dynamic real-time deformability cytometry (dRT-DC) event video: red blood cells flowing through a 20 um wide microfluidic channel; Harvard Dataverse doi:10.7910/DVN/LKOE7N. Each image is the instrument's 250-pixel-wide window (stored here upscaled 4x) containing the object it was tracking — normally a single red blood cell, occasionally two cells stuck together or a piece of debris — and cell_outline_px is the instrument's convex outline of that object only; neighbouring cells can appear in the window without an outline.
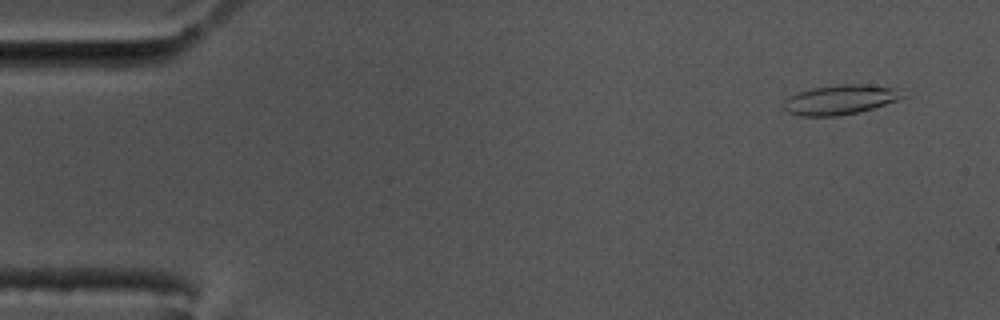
{"species": "common noctule bat (a hibernating species)", "species_latin": "Nyctalus noctula", "temperature_condition": "cold", "stored_images_in_passage": 58, "camera_frame_rate_fps": 3000, "um_per_image_px": 0.085, "animal": {"sex": "male", "body_mass_g": 17.5, "forearm_length_mm": 52.3}, "frame": {"image": 1, "passage_image": 4, "time_ms": 1.0, "image_size_px": [1000, 320], "cell_outline_px": [[912, 92], [908, 96], [900, 100], [860, 112], [836, 116], [800, 116], [788, 112], [784, 108], [784, 100], [788, 96], [812, 88], [840, 84], [868, 84], [900, 88]], "centroid_in_image_um": [71.57, 8.46], "position_along_channel_um": 13.4, "area_um2": 21.15}}
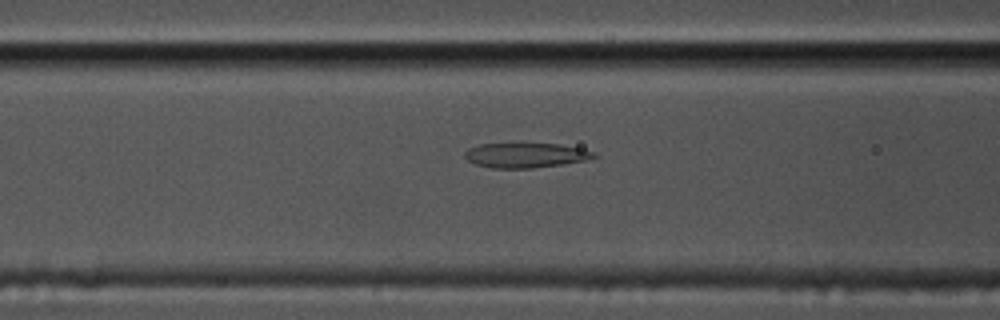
{"frame": {"image": 2, "passage_image": 23, "time_ms": 7.333, "image_size_px": [1000, 320], "cell_outline_px": [[596, 156], [588, 160], [564, 164], [532, 168], [492, 168], [476, 164], [468, 160], [464, 156], [464, 152], [468, 148], [480, 144], [524, 140], [556, 144], [580, 148], [596, 152]], "centroid_in_image_um": [44.66, 13.14], "position_along_channel_um": 121.9, "area_um2": 19.65}}
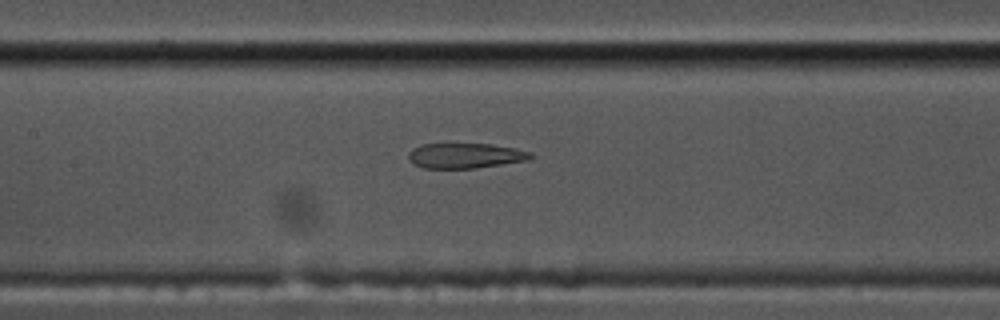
{"frame": {"image": 3, "passage_image": 27, "time_ms": 8.667, "image_size_px": [1000, 320], "cell_outline_px": [[536, 156], [528, 160], [476, 168], [424, 168], [412, 164], [408, 160], [408, 152], [412, 148], [424, 144], [492, 144], [516, 148], [532, 152]], "centroid_in_image_um": [39.56, 13.23], "position_along_channel_um": 167.8, "area_um2": 18.09}, "authors_computed_cell_mechanics": {"area_um2": 20.6057, "velocity_mm_per_s": 3.4397, "shape_relaxation_time_tau1_ms": null, "shape_relaxation_time_tau2_ms": 2.2471, "deformation_change_tau1": null, "deformation_change_tau2": 0.0652}}